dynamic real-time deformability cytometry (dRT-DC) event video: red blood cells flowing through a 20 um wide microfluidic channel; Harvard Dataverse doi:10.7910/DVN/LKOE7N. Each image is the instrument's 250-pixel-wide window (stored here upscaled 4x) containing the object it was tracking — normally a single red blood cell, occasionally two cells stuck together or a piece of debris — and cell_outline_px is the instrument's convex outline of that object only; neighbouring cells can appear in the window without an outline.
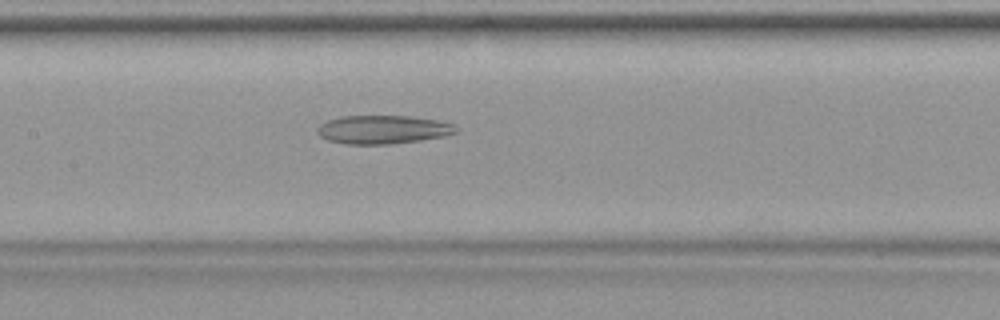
{"species": "common noctule bat (a hibernating species)", "species_latin": "Nyctalus noctula", "temperature_condition": "warm", "stored_images_in_passage": 31, "camera_frame_rate_fps": 3000, "um_per_image_px": 0.085, "animal": {"sex": "female", "body_mass_g": 19.9}, "frame": {"image": 1, "passage_image": 10, "time_ms": 3.0, "image_size_px": [1000, 320], "cell_outline_px": [[460, 128], [456, 132], [440, 136], [420, 140], [392, 144], [344, 144], [328, 140], [320, 136], [316, 132], [316, 128], [320, 124], [328, 120], [340, 116], [408, 116], [440, 120], [452, 124]], "centroid_in_image_um": [32.51, 11.01], "position_along_channel_um": 174.9, "area_um2": 23.06}}
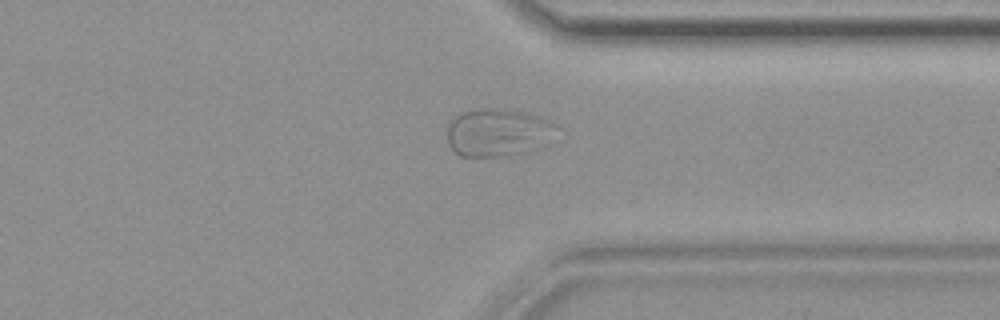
{"frame": {"image": 2, "passage_image": 22, "time_ms": 7.0, "image_size_px": [1000, 320], "cell_outline_px": [[560, 140], [544, 148], [532, 152], [512, 156], [460, 156], [448, 144], [448, 124], [452, 116], [460, 112], [480, 108], [504, 108], [540, 116], [552, 120], [560, 124]], "centroid_in_image_um": [42.52, 11.27], "position_along_channel_um": 368.9, "area_um2": 32.43}}